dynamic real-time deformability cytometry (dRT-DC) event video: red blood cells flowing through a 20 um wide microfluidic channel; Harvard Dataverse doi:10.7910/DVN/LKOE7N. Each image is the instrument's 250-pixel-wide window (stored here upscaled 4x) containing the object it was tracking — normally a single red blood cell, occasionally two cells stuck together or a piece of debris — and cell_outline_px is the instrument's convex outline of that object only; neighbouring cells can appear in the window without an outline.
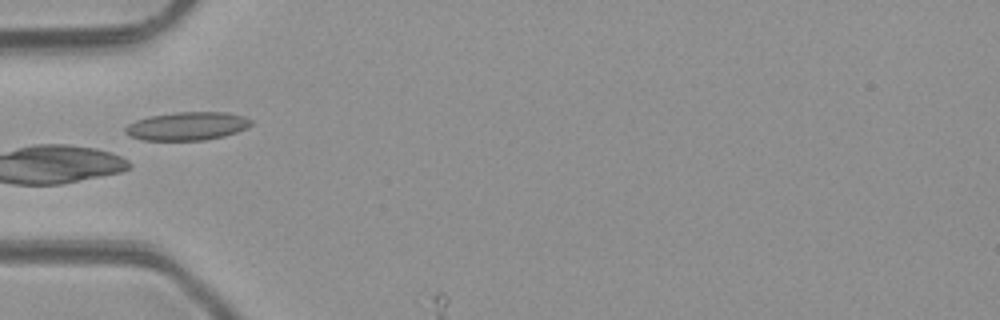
{"species": "common noctule bat (a hibernating species)", "species_latin": "Nyctalus noctula", "temperature_condition": "room temperature", "stored_images_in_passage": 5, "camera_frame_rate_fps": 3000, "um_per_image_px": 0.085, "animal": {"sex": "male", "body_mass_g": 23.1, "forearm_length_mm": 52.7}, "frame": {"image": 1, "passage_image": 4, "time_ms": 4.333, "image_size_px": [1000, 320], "cell_outline_px": [[252, 124], [248, 128], [224, 136], [204, 140], [144, 140], [132, 136], [124, 132], [124, 128], [128, 124], [136, 120], [148, 116], [176, 112], [228, 112], [244, 116], [252, 120]], "centroid_in_image_um": [15.93, 10.71], "position_along_channel_um": 69.1, "area_um2": 20.81}}